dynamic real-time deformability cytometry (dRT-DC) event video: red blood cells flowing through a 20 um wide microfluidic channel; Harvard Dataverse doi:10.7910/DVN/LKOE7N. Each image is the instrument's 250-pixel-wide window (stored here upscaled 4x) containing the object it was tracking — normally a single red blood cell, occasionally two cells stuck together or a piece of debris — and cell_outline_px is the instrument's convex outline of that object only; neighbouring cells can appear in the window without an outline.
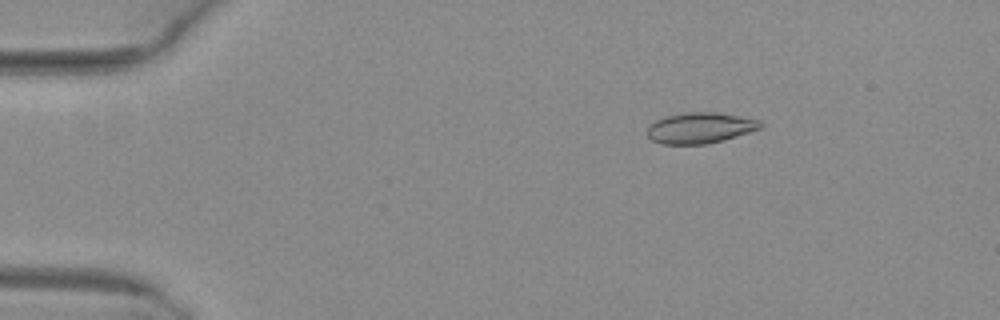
{"species": "common noctule bat (a hibernating species)", "species_latin": "Nyctalus noctula", "temperature_condition": "warm", "stored_images_in_passage": 50, "camera_frame_rate_fps": 3000, "um_per_image_px": 0.085, "animal": {"sex": "female", "body_mass_g": 29.2, "forearm_length_mm": 56.3}, "frame": {"image": 1, "passage_image": 8, "time_ms": 2.333, "image_size_px": [1000, 320], "cell_outline_px": [[764, 124], [760, 128], [724, 140], [708, 144], [660, 144], [652, 140], [648, 136], [648, 128], [656, 120], [668, 116], [688, 112], [716, 112], [760, 120]], "centroid_in_image_um": [59.52, 10.88], "position_along_channel_um": 25.5, "area_um2": 20.11}}
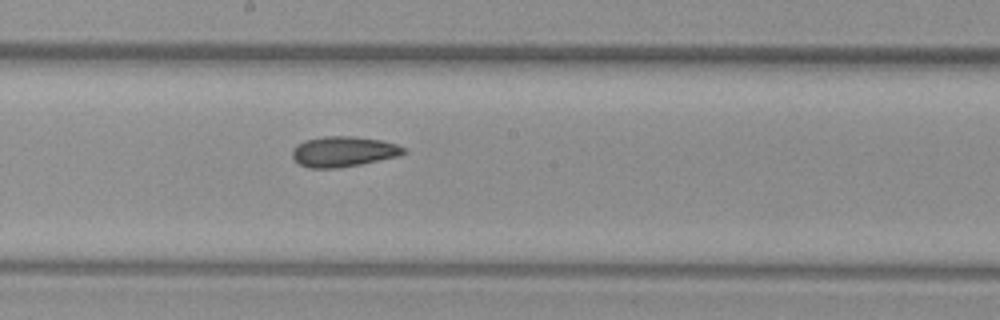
{"frame": {"image": 2, "passage_image": 28, "time_ms": 9.0, "image_size_px": [1000, 320], "cell_outline_px": [[408, 152], [396, 156], [360, 164], [336, 168], [308, 168], [300, 164], [292, 156], [292, 148], [296, 144], [304, 140], [324, 136], [352, 136], [380, 140], [396, 144], [404, 148]], "centroid_in_image_um": [29.14, 12.87], "position_along_channel_um": 219.1, "area_um2": 19.59}}
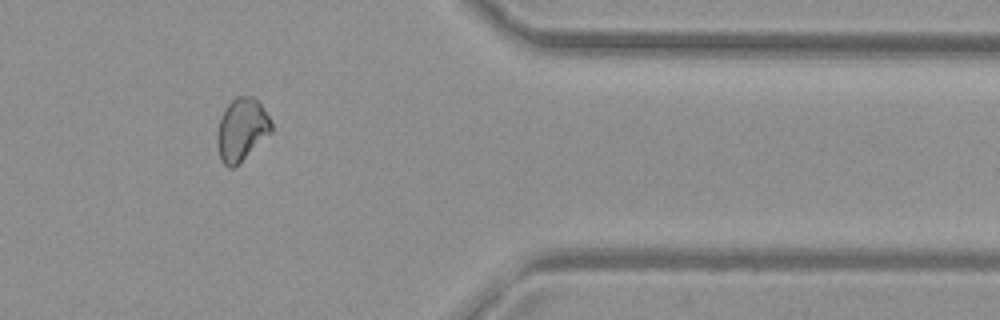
{"frame": {"image": 3, "passage_image": 42, "time_ms": 13.667, "image_size_px": [1000, 320], "cell_outline_px": [[272, 132], [232, 168], [228, 168], [224, 164], [220, 156], [216, 144], [216, 132], [220, 116], [224, 108], [236, 96], [252, 96], [260, 104], [272, 120]], "centroid_in_image_um": [20.52, 10.98], "position_along_channel_um": 390.9, "area_um2": 19.71}, "authors_computed_cell_mechanics": {"area_um2": 19.7676, "velocity_mm_per_s": 4.1049, "shape_relaxation_time_tau1_ms": null, "shape_relaxation_time_tau2_ms": 7.6526, "deformation_change_tau1": null, "deformation_change_tau2": 0.1181}}